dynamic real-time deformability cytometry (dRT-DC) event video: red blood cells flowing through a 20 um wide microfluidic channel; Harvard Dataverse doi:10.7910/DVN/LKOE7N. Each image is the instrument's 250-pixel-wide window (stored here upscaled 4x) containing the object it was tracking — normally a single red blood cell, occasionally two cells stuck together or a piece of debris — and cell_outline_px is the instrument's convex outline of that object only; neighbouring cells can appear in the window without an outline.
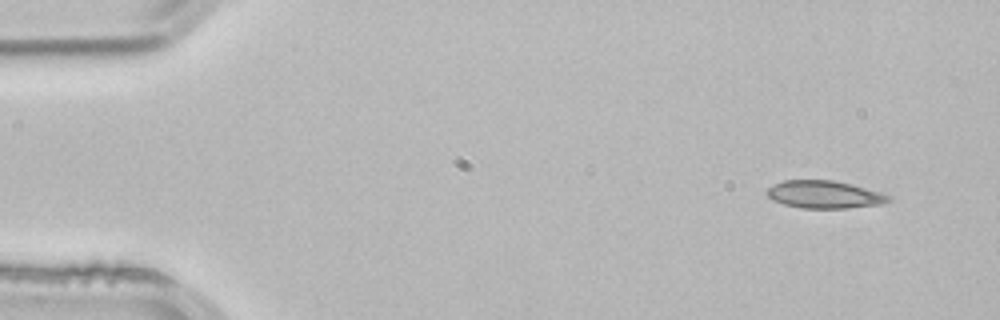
{"species": "common noctule bat (a hibernating species)", "species_latin": "Nyctalus noctula", "temperature_condition": "room temperature", "stored_images_in_passage": 3, "camera_frame_rate_fps": 3000, "um_per_image_px": 0.085, "animal": {"sex": "male", "body_mass_g": 21.5, "forearm_length_mm": 52.0}, "frame": {"image": 1, "passage_image": 1, "time_ms": 0.0, "image_size_px": [1000, 320], "cell_outline_px": [[892, 200], [884, 204], [848, 208], [800, 208], [784, 204], [772, 200], [764, 192], [768, 188], [784, 180], [832, 180], [852, 184], [880, 192], [892, 196]], "centroid_in_image_um": [70.1, 16.54], "position_along_channel_um": 14.9, "area_um2": 19.71}}
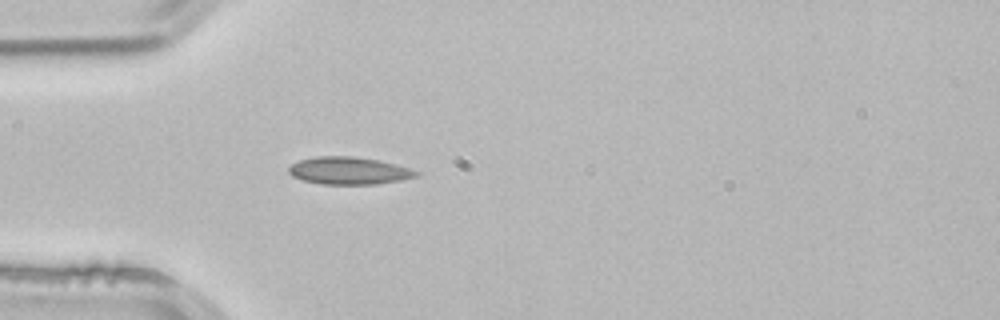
{"frame": {"image": 2, "passage_image": 3, "time_ms": 0.667, "image_size_px": [1000, 320], "cell_outline_px": [[420, 176], [400, 180], [376, 184], [320, 184], [304, 180], [292, 176], [288, 172], [288, 168], [292, 164], [300, 160], [316, 156], [352, 156], [376, 160], [396, 164], [420, 172]], "centroid_in_image_um": [29.66, 14.51], "position_along_channel_um": 55.3, "area_um2": 20.29}}